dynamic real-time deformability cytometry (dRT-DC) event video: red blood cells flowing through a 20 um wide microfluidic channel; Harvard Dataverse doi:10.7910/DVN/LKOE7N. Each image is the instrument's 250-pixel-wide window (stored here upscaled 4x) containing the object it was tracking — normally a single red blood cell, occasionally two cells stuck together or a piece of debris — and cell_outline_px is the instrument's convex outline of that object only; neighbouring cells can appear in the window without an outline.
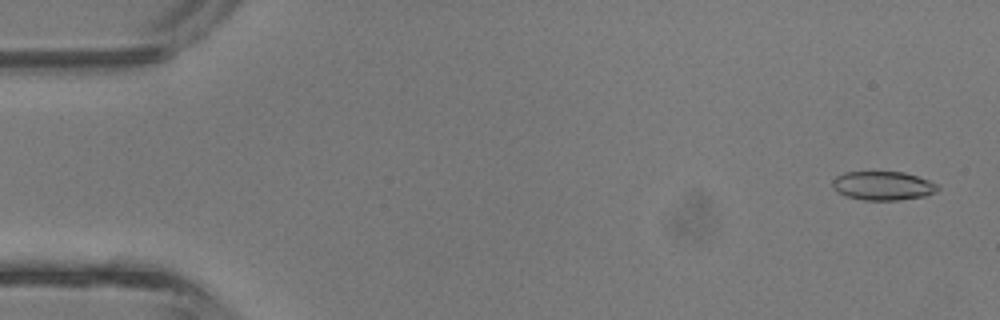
{"species": "common noctule bat (a hibernating species)", "species_latin": "Nyctalus noctula", "temperature_condition": "room temperature", "stored_images_in_passage": 4, "camera_frame_rate_fps": 3000, "um_per_image_px": 0.085, "animal": {"sex": "male", "body_mass_g": 13.3}, "frame": {"image": 1, "passage_image": 1, "time_ms": 0.0, "image_size_px": [1000, 320], "cell_outline_px": [[940, 188], [936, 192], [924, 196], [896, 200], [864, 200], [848, 196], [836, 192], [832, 188], [832, 180], [836, 176], [844, 172], [904, 172], [928, 180], [936, 184]], "centroid_in_image_um": [75.02, 15.78], "position_along_channel_um": 10.0, "area_um2": 17.63}}
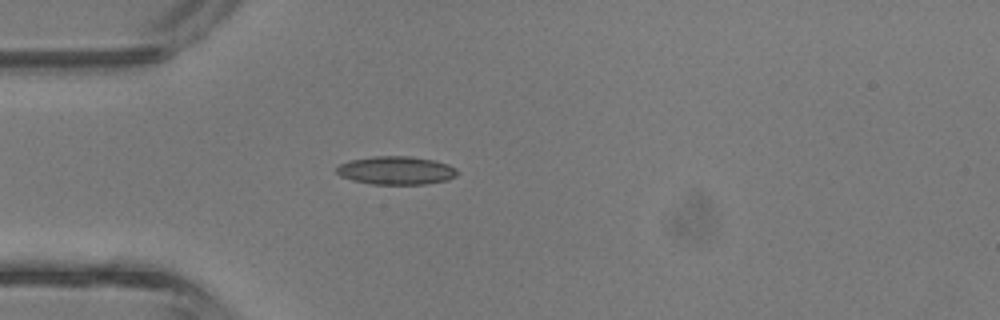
{"frame": {"image": 2, "passage_image": 4, "time_ms": 1.0, "image_size_px": [1000, 320], "cell_outline_px": [[460, 172], [456, 176], [448, 180], [424, 184], [372, 184], [352, 180], [340, 176], [336, 172], [336, 168], [340, 164], [352, 160], [372, 156], [412, 156], [432, 160], [448, 164], [456, 168]], "centroid_in_image_um": [33.69, 14.49], "position_along_channel_um": 51.3, "area_um2": 19.94}}